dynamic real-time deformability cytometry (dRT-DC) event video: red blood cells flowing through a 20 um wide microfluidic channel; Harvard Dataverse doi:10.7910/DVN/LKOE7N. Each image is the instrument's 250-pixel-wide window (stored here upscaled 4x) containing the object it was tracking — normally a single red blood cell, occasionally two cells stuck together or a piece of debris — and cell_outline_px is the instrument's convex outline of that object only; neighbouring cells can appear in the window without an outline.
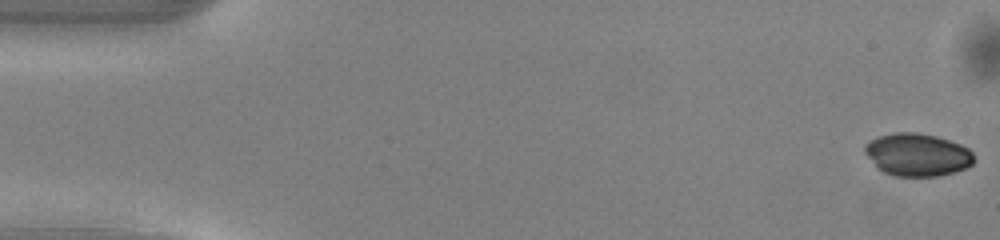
{"species": "common noctule bat (a hibernating species)", "species_latin": "Nyctalus noctula", "temperature_condition": "warm", "stored_images_in_passage": 50, "camera_frame_rate_fps": 3000, "um_per_image_px": 0.085, "animal": {"sex": "male", "body_mass_g": 13.0, "forearm_length_mm": 53.1}, "frame": {"image": 1, "passage_image": 1, "time_ms": 0.0, "image_size_px": [1000, 240], "cell_outline_px": [[972, 164], [964, 168], [952, 172], [936, 176], [892, 176], [876, 168], [864, 152], [864, 148], [872, 140], [880, 136], [896, 132], [916, 132], [936, 136], [960, 144], [968, 148], [972, 152]], "centroid_in_image_um": [77.95, 13.15], "position_along_channel_um": 7.1, "area_um2": 26.88}}
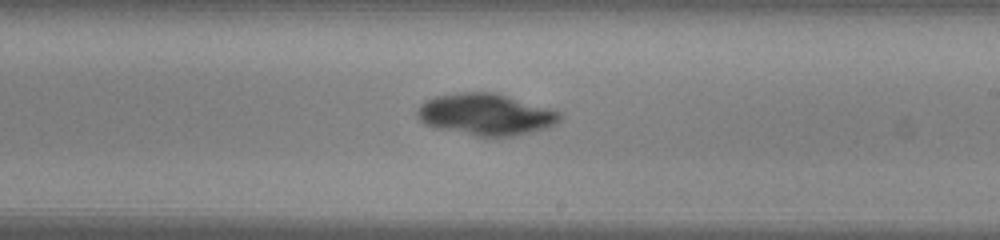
{"frame": {"image": 2, "passage_image": 29, "time_ms": 9.333, "image_size_px": [1000, 240], "cell_outline_px": [[560, 120], [544, 128], [516, 136], [476, 136], [432, 128], [424, 124], [416, 116], [416, 112], [420, 104], [436, 96], [460, 92], [496, 92], [560, 112]], "centroid_in_image_um": [41.22, 9.73], "position_along_channel_um": 247.8, "area_um2": 34.45}}
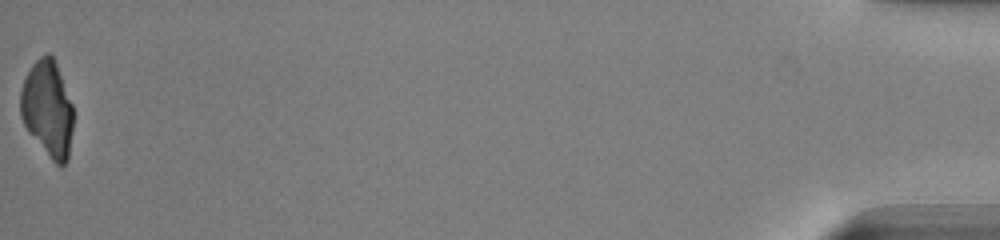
{"frame": {"image": 3, "passage_image": 50, "time_ms": 16.333, "image_size_px": [1000, 240], "cell_outline_px": [[72, 132], [68, 160], [60, 168], [52, 160], [28, 132], [20, 116], [20, 92], [24, 80], [32, 64], [40, 56], [48, 52], [52, 56], [56, 64], [72, 104]], "centroid_in_image_um": [4.03, 9.27], "position_along_channel_um": 431.2, "area_um2": 29.42}}